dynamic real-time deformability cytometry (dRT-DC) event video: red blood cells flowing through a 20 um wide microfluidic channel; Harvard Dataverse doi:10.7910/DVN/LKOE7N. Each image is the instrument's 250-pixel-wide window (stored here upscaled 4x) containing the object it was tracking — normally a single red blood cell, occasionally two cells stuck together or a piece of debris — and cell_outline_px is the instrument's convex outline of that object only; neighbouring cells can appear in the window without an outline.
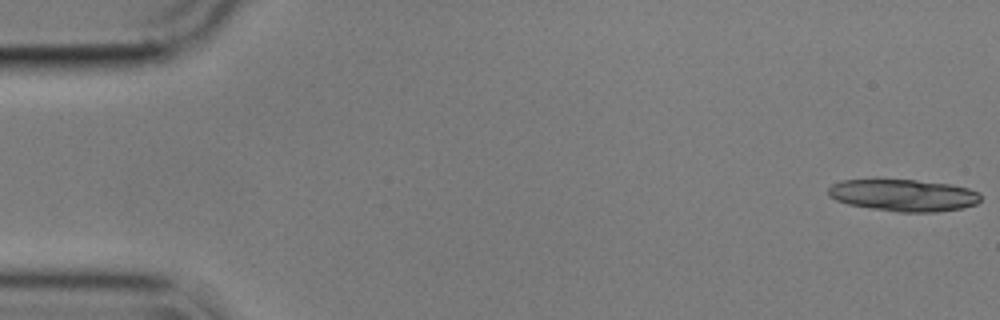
{"species": "common noctule bat (a hibernating species)", "species_latin": "Nyctalus noctula", "temperature_condition": "cold", "stored_images_in_passage": 42, "segment_of_instrument_passage": [1, 2], "camera_frame_rate_fps": 3000, "um_per_image_px": 0.085, "animal": {"sex": "male", "body_mass_g": 17.9}, "frame": {"image": 1, "passage_image": 1, "time_ms": 0.0, "image_size_px": [1000, 320], "cell_outline_px": [[980, 200], [976, 204], [960, 208], [936, 212], [896, 212], [848, 204], [836, 200], [828, 196], [828, 188], [832, 184], [840, 180], [872, 176], [916, 180], [948, 184], [968, 188], [980, 192]], "centroid_in_image_um": [76.7, 16.54], "position_along_channel_um": 8.3, "area_um2": 29.36}}